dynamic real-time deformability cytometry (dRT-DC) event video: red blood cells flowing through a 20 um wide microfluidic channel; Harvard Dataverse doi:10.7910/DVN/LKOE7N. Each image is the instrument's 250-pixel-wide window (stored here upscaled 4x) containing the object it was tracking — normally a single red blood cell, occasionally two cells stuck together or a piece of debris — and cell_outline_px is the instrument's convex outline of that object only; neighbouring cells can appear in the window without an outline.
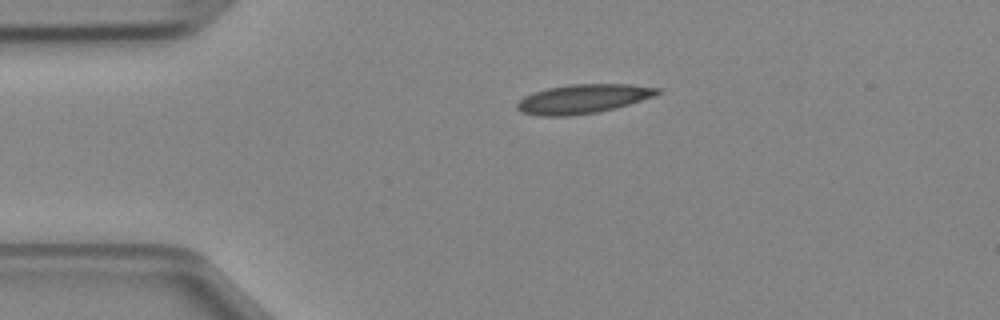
{"species": "Egyptian fruit bat (a non-hibernating species)", "species_latin": "Rousettus aegyptiacus", "temperature_condition": "cold", "stored_images_in_passage": 38, "camera_frame_rate_fps": 3000, "um_per_image_px": 0.085, "animal": {"sex": "female"}, "frame": {"image": 1, "passage_image": 1, "time_ms": 0.0, "image_size_px": [1000, 320], "cell_outline_px": [[660, 92], [656, 96], [616, 108], [596, 112], [568, 116], [536, 116], [520, 112], [516, 108], [516, 104], [524, 96], [532, 92], [548, 88], [572, 84], [628, 84], [660, 88]], "centroid_in_image_um": [49.54, 8.41], "position_along_channel_um": 35.5, "area_um2": 23.93}}
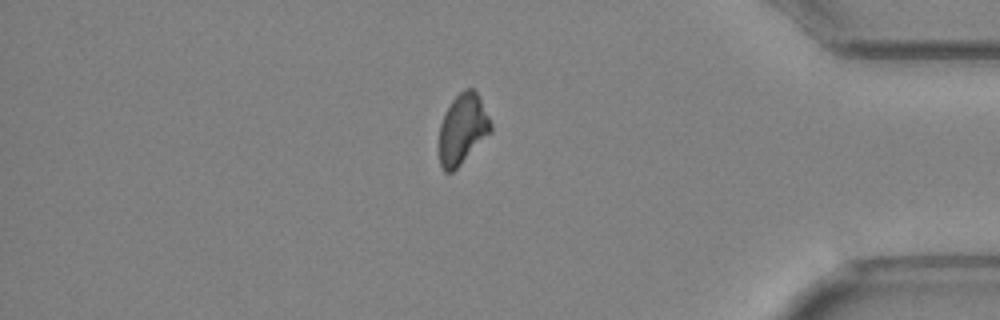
{"frame": {"image": 2, "passage_image": 31, "time_ms": 10.0, "image_size_px": [1000, 320], "cell_outline_px": [[492, 132], [452, 172], [444, 172], [440, 164], [440, 124], [452, 100], [460, 92], [468, 88], [472, 88], [480, 96], [492, 124]], "centroid_in_image_um": [39.35, 10.96], "position_along_channel_um": 395.9, "area_um2": 20.87}}
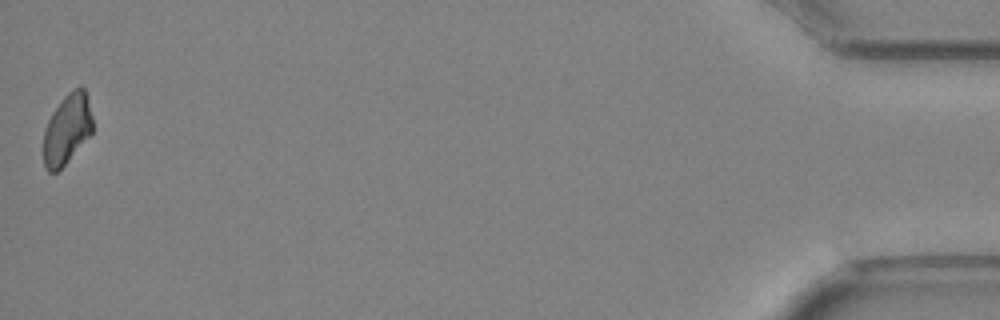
{"frame": {"image": 3, "passage_image": 38, "time_ms": 12.333, "image_size_px": [1000, 320], "cell_outline_px": [[92, 132], [64, 164], [56, 172], [48, 172], [44, 168], [44, 132], [48, 120], [52, 112], [64, 96], [68, 92], [80, 84], [84, 88], [88, 96], [92, 116]], "centroid_in_image_um": [5.7, 10.93], "position_along_channel_um": 429.5, "area_um2": 19.94}}